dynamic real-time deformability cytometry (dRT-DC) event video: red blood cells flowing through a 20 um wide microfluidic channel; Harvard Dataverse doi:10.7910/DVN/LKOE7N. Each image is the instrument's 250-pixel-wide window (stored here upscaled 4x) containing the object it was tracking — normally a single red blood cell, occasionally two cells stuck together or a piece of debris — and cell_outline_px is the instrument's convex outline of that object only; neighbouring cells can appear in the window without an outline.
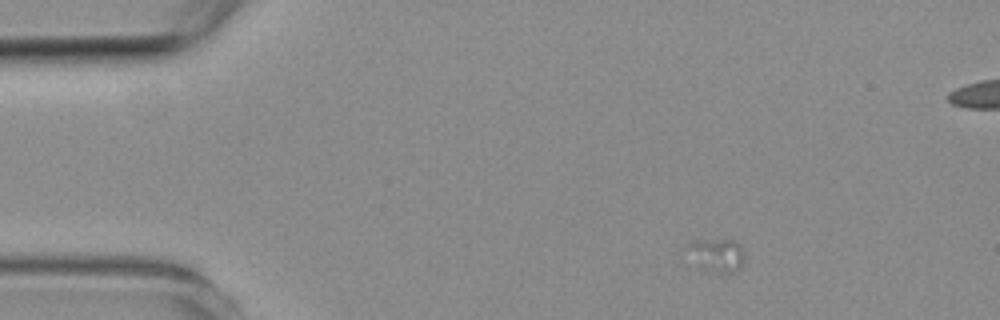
{"species": "common noctule bat (a hibernating species)", "species_latin": "Nyctalus noctula", "temperature_condition": "room temperature", "stored_images_in_passage": 4, "segment_of_instrument_passage": [1, 2], "camera_frame_rate_fps": 3000, "um_per_image_px": 0.085, "animal": {"sex": "female", "body_mass_g": 19.3, "forearm_length_mm": 54.1}, "frame": {"image": 1, "passage_image": 1, "time_ms": 0.0, "image_size_px": [1000, 320], "cell_outline_px": [[744, 260], [740, 268], [732, 272], [704, 272], [688, 244], [688, 240], [732, 240], [740, 244], [744, 252]], "centroid_in_image_um": [61.02, 21.67], "position_along_channel_um": 24.0, "area_um2": 10.64}}